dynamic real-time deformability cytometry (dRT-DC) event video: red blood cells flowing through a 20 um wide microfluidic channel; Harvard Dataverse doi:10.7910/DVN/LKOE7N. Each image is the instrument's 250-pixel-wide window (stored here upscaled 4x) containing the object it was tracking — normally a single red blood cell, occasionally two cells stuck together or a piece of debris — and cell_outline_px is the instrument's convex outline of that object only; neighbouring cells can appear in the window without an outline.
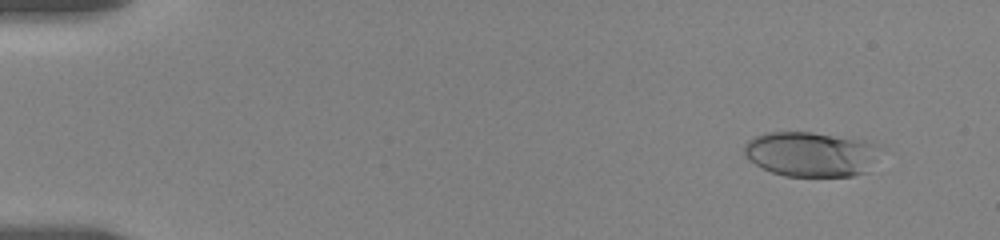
{"species": "human", "species_latin": "Homo sapiens", "temperature_condition": "room temperature", "stored_images_in_passage": 76, "camera_frame_rate_fps": 3000, "um_per_image_px": 0.085, "donor": {"sex": "female"}, "frame": {"image": 1, "passage_image": 8, "time_ms": 1.333, "image_size_px": [1000, 240], "cell_outline_px": [[884, 148], [864, 172], [852, 176], [784, 176], [772, 172], [748, 160], [744, 152], [744, 144], [748, 140], [764, 132], [812, 132], [864, 140]], "centroid_in_image_um": [68.91, 13.09], "position_along_channel_um": 16.1, "area_um2": 35.55}}
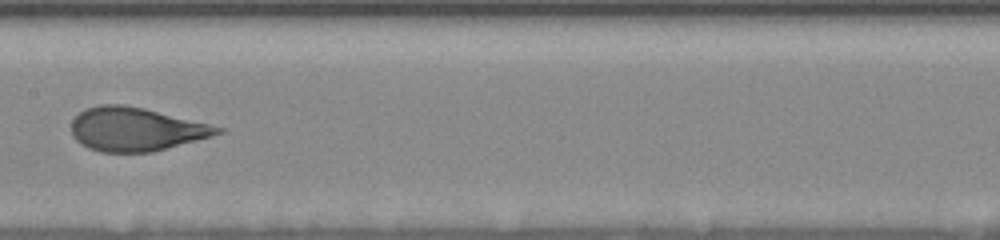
{"frame": {"image": 2, "passage_image": 47, "time_ms": 9.667, "image_size_px": [1000, 240], "cell_outline_px": [[224, 132], [212, 136], [152, 152], [100, 152], [88, 148], [80, 144], [72, 136], [72, 120], [84, 108], [100, 104], [124, 104], [144, 108], [224, 128]], "centroid_in_image_um": [11.5, 10.98], "position_along_channel_um": 195.9, "area_um2": 36.99}}
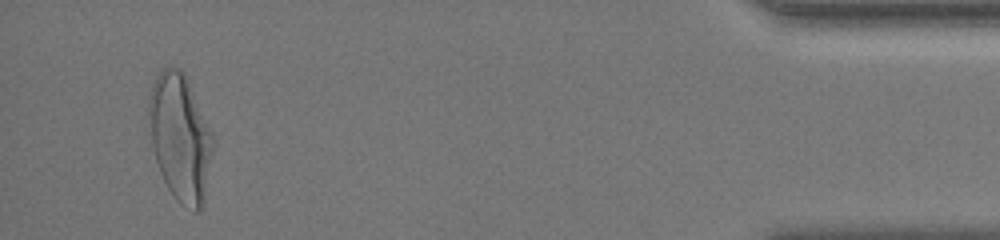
{"frame": {"image": 3, "passage_image": 75, "time_ms": 17.667, "image_size_px": [1000, 240], "cell_outline_px": [[212, 148], [204, 200], [200, 212], [196, 212], [180, 204], [176, 200], [168, 188], [160, 172], [156, 160], [152, 144], [148, 112], [148, 96], [152, 84], [156, 76], [164, 68], [180, 68], [184, 72], [212, 132]], "centroid_in_image_um": [15.3, 11.68], "position_along_channel_um": 419.9, "area_um2": 46.93}, "authors_computed_cell_mechanics": {"area_um2": 36.992, "velocity_mm_per_s": 3.6238, "shape_relaxation_time_tau1_ms": 4.0886, "shape_relaxation_time_tau2_ms": null, "deformation_change_tau1": 0.1669, "deformation_change_tau2": null}}